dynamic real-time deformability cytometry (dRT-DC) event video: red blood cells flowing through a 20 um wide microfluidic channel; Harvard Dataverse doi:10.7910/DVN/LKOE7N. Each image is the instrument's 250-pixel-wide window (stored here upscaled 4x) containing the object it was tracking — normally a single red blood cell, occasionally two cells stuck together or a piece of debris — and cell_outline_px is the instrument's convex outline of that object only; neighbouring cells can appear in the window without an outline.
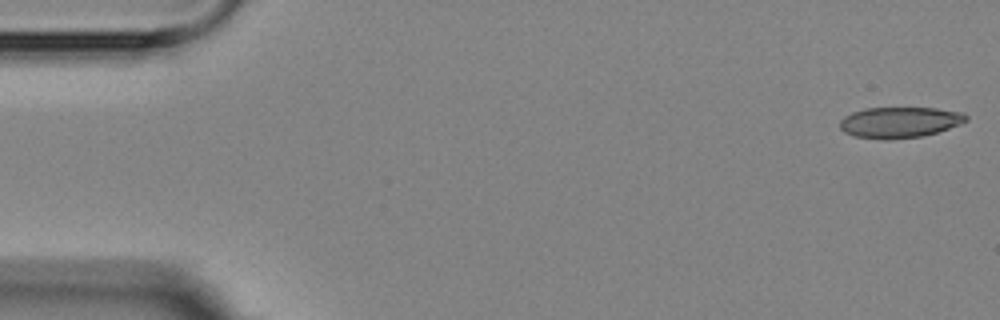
{"species": "Egyptian fruit bat (a non-hibernating species)", "species_latin": "Rousettus aegyptiacus", "temperature_condition": "room temperature", "stored_images_in_passage": 5, "camera_frame_rate_fps": 3000, "um_per_image_px": 0.085, "animal": {"sex": "female"}, "frame": {"image": 1, "passage_image": 1, "time_ms": 0.0, "image_size_px": [1000, 320], "cell_outline_px": [[968, 120], [960, 124], [924, 136], [888, 140], [880, 140], [852, 136], [844, 132], [840, 128], [840, 120], [844, 116], [852, 112], [864, 108], [936, 108], [964, 112], [968, 116]], "centroid_in_image_um": [76.45, 10.4], "position_along_channel_um": 8.6, "area_um2": 23.0}}
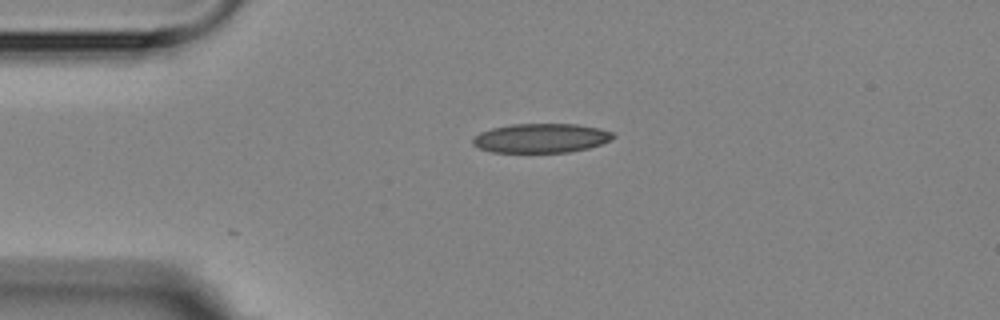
{"frame": {"image": 2, "passage_image": 4, "time_ms": 3.667, "image_size_px": [1000, 320], "cell_outline_px": [[616, 136], [600, 144], [588, 148], [568, 152], [492, 152], [480, 148], [472, 144], [472, 140], [480, 132], [492, 128], [512, 124], [576, 124], [600, 128], [612, 132]], "centroid_in_image_um": [45.98, 11.73], "position_along_channel_um": 39.0, "area_um2": 23.76}}